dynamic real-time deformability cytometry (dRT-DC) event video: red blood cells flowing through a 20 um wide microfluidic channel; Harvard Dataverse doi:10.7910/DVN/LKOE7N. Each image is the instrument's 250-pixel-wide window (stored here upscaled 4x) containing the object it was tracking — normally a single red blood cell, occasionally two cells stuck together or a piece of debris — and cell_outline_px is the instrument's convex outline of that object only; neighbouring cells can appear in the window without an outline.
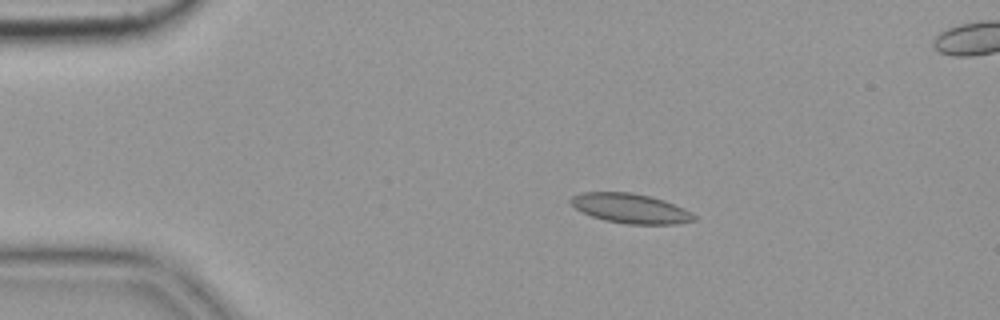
{"species": "common noctule bat (a hibernating species)", "species_latin": "Nyctalus noctula", "temperature_condition": "cold", "stored_images_in_passage": 8, "camera_frame_rate_fps": 3000, "um_per_image_px": 0.085, "animal": {"sex": "female", "body_mass_g": 19.9}, "frame": {"image": 1, "passage_image": 3, "time_ms": 0.667, "image_size_px": [1000, 320], "cell_outline_px": [[696, 220], [676, 224], [628, 224], [604, 220], [592, 216], [576, 208], [568, 200], [572, 196], [580, 192], [632, 192], [652, 196], [664, 200], [692, 212], [696, 216]], "centroid_in_image_um": [53.6, 17.7], "position_along_channel_um": 31.4, "area_um2": 21.33}}
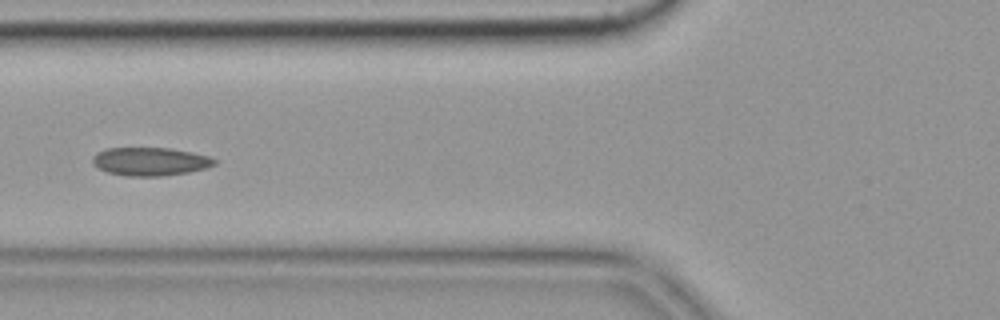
{"frame": {"image": 2, "passage_image": 6, "time_ms": 1.667, "image_size_px": [1000, 320], "cell_outline_px": [[216, 164], [208, 168], [188, 172], [164, 176], [124, 176], [108, 172], [92, 164], [92, 156], [96, 152], [108, 148], [172, 148], [192, 152], [208, 156], [216, 160]], "centroid_in_image_um": [12.77, 13.73], "position_along_channel_um": 113.0, "area_um2": 20.23}}